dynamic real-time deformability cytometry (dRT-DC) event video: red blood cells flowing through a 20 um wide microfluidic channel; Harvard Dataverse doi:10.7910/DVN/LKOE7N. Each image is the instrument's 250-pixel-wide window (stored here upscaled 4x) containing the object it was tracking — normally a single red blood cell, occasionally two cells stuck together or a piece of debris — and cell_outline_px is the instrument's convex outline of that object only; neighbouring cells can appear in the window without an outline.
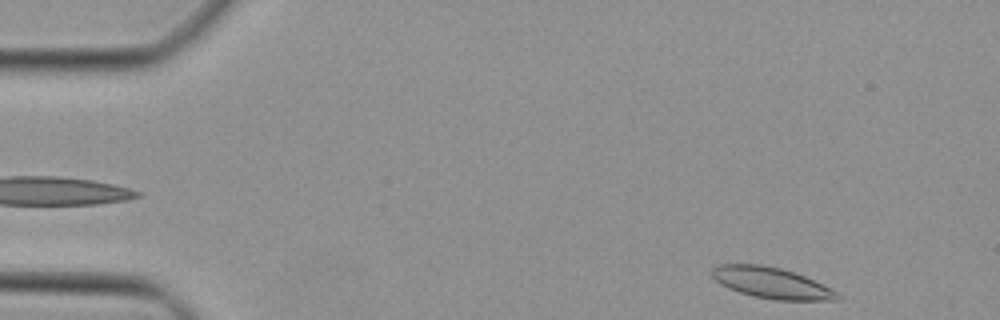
{"species": "Egyptian fruit bat (a non-hibernating species)", "species_latin": "Rousettus aegyptiacus", "temperature_condition": "cold", "stored_images_in_passage": 43, "camera_frame_rate_fps": 3000, "um_per_image_px": 0.085, "animal": {"sex": "female"}, "frame": {"image": 1, "passage_image": 1, "time_ms": 0.0, "image_size_px": [1000, 320], "cell_outline_px": [[840, 300], [776, 300], [752, 296], [728, 288], [720, 284], [712, 276], [712, 268], [716, 264], [760, 264], [780, 268], [804, 276], [832, 288], [840, 296]], "centroid_in_image_um": [65.56, 24.04], "position_along_channel_um": 19.4, "area_um2": 22.6}}
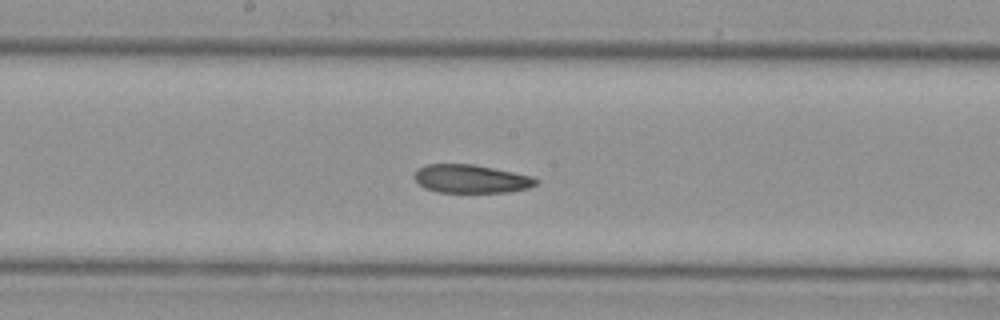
{"frame": {"image": 2, "passage_image": 21, "time_ms": 6.667, "image_size_px": [1000, 320], "cell_outline_px": [[540, 180], [536, 184], [528, 188], [508, 192], [436, 192], [424, 188], [412, 176], [424, 164], [472, 164], [532, 176]], "centroid_in_image_um": [40.03, 15.2], "position_along_channel_um": 208.2, "area_um2": 20.0}}
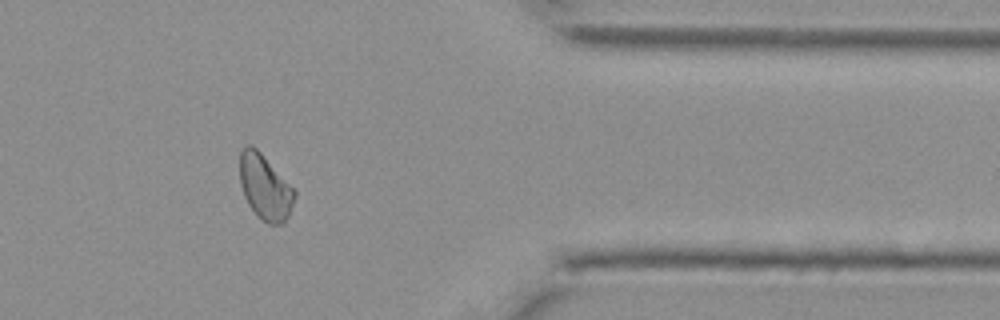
{"frame": {"image": 3, "passage_image": 35, "time_ms": 11.333, "image_size_px": [1000, 320], "cell_outline_px": [[296, 196], [288, 216], [284, 224], [268, 224], [260, 220], [248, 204], [244, 196], [240, 184], [240, 152], [248, 144], [252, 144], [260, 152], [296, 192]], "centroid_in_image_um": [22.51, 15.94], "position_along_channel_um": 388.9, "area_um2": 20.63}}